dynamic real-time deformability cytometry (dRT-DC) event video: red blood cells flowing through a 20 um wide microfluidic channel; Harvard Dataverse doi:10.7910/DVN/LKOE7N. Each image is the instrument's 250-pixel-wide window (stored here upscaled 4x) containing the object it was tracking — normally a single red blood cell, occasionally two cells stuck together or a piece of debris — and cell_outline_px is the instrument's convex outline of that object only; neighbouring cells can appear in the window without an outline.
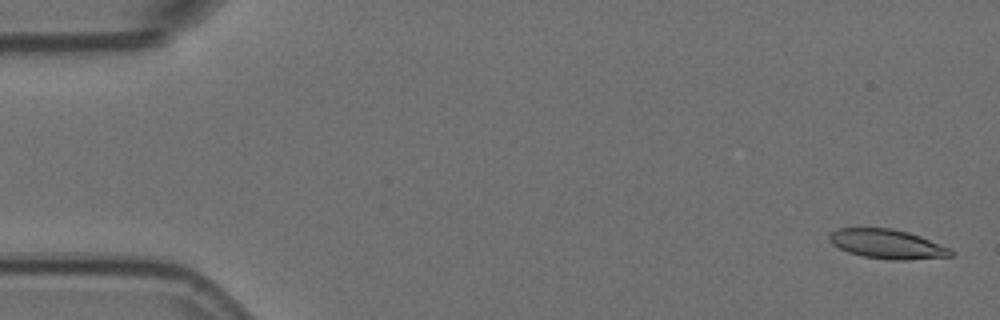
{"species": "Egyptian fruit bat (a non-hibernating species)", "species_latin": "Rousettus aegyptiacus", "temperature_condition": "room temperature", "stored_images_in_passage": 5, "camera_frame_rate_fps": 3000, "um_per_image_px": 0.085, "animal": {"sex": "female"}, "frame": {"image": 1, "passage_image": 1, "time_ms": 0.0, "image_size_px": [1000, 320], "cell_outline_px": [[956, 252], [952, 256], [904, 260], [888, 260], [864, 256], [848, 252], [832, 244], [828, 240], [828, 236], [832, 232], [840, 228], [892, 228], [908, 232], [920, 236], [952, 248]], "centroid_in_image_um": [75.46, 20.75], "position_along_channel_um": 9.5, "area_um2": 20.87}}
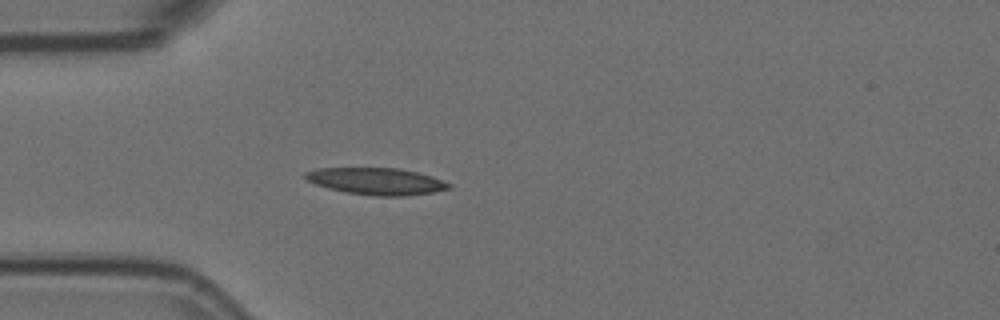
{"frame": {"image": 2, "passage_image": 5, "time_ms": 1.333, "image_size_px": [1000, 320], "cell_outline_px": [[452, 188], [432, 192], [404, 196], [372, 196], [344, 192], [328, 188], [316, 184], [308, 180], [304, 176], [304, 172], [316, 168], [400, 168], [432, 176], [452, 184]], "centroid_in_image_um": [32.0, 15.41], "position_along_channel_um": 53.0, "area_um2": 22.54}}